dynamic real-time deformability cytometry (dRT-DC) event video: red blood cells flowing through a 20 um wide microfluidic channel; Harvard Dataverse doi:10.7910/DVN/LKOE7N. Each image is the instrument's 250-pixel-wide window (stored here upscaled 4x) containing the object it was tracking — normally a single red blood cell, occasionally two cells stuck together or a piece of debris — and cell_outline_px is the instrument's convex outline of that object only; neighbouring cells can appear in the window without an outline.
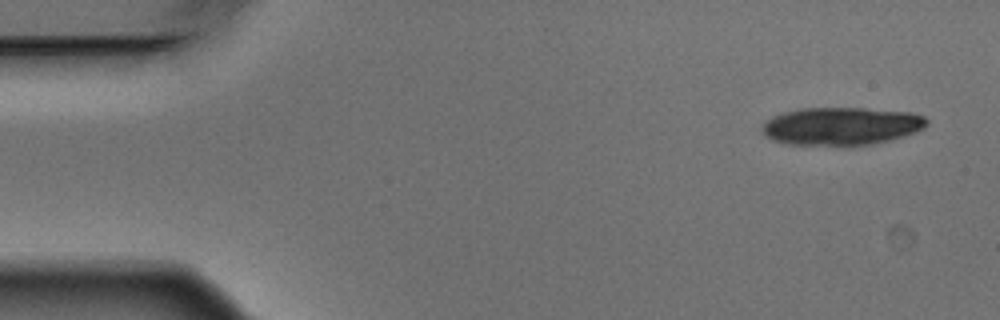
{"species": "Egyptian fruit bat (a non-hibernating species)", "species_latin": "Rousettus aegyptiacus", "temperature_condition": "warm", "stored_images_in_passage": 7, "camera_frame_rate_fps": 3000, "um_per_image_px": 0.085, "animal": {"sex": "male"}, "frame": {"image": 1, "passage_image": 1, "time_ms": 0.0, "image_size_px": [1000, 320], "cell_outline_px": [[928, 124], [924, 128], [916, 132], [904, 136], [872, 144], [788, 144], [772, 140], [760, 132], [760, 128], [772, 116], [784, 112], [800, 108], [864, 108], [912, 112], [924, 116], [928, 120]], "centroid_in_image_um": [71.52, 10.7], "position_along_channel_um": 13.5, "area_um2": 36.18}}
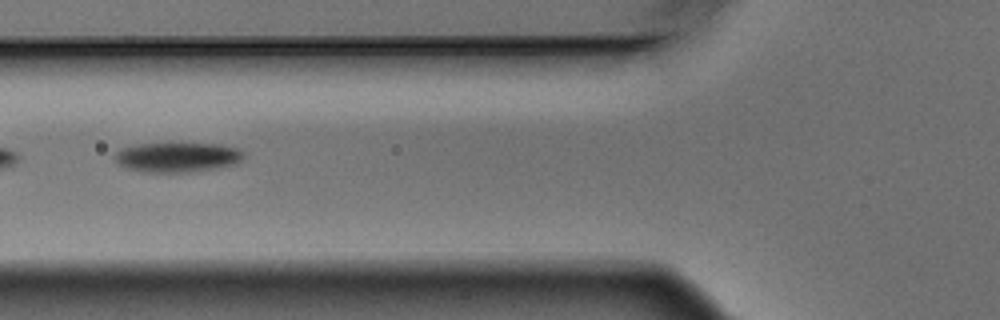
{"frame": {"image": 2, "passage_image": 6, "time_ms": 1.667, "image_size_px": [1000, 320], "cell_outline_px": [[244, 156], [236, 164], [212, 168], [180, 172], [148, 172], [128, 168], [120, 164], [116, 160], [116, 152], [124, 148], [136, 144], [220, 144], [236, 148], [244, 152]], "centroid_in_image_um": [15.1, 13.35], "position_along_channel_um": 110.7, "area_um2": 21.68}}
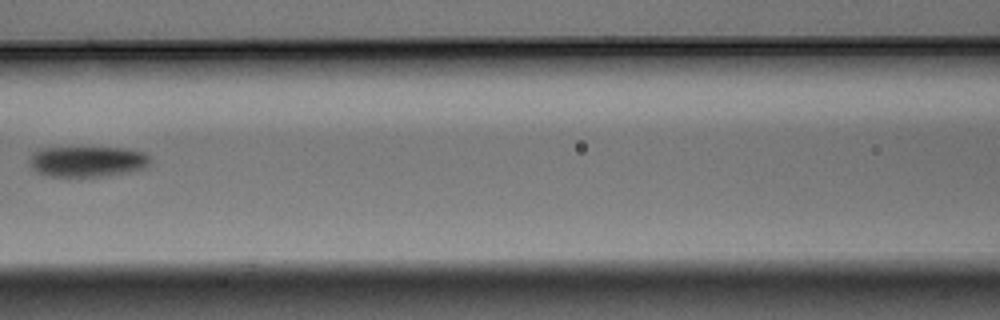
{"frame": {"image": 3, "passage_image": 7, "time_ms": 2.0, "image_size_px": [1000, 320], "cell_outline_px": [[152, 160], [144, 168], [128, 172], [100, 176], [48, 176], [36, 172], [28, 164], [28, 160], [32, 152], [40, 148], [72, 144], [124, 148], [144, 152]], "centroid_in_image_um": [7.34, 13.65], "position_along_channel_um": 159.3, "area_um2": 22.77}}